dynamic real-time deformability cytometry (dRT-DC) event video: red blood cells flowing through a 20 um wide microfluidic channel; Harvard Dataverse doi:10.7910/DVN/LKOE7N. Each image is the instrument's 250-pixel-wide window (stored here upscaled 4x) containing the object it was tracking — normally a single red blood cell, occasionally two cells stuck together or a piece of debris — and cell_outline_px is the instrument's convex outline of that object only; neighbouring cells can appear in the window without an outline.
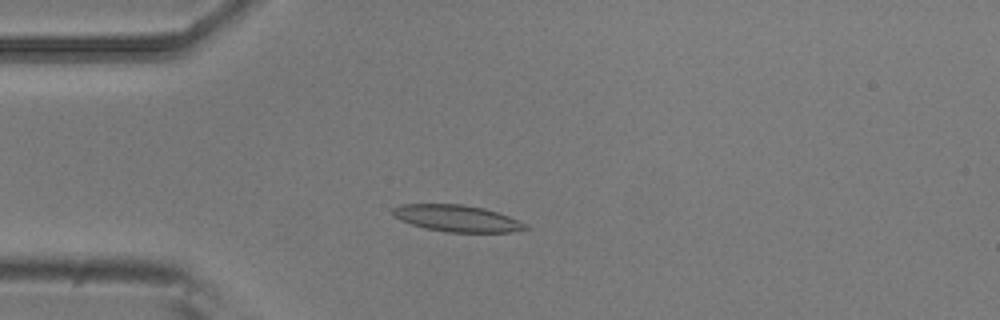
{"species": "common noctule bat (a hibernating species)", "species_latin": "Nyctalus noctula", "temperature_condition": "room temperature", "stored_images_in_passage": 9, "camera_frame_rate_fps": 3000, "um_per_image_px": 0.085, "animal": {"sex": "male", "body_mass_g": 20.5, "forearm_length_mm": 52.5}, "frame": {"image": 1, "passage_image": 3, "time_ms": 0.667, "image_size_px": [1000, 320], "cell_outline_px": [[528, 228], [512, 232], [444, 232], [424, 228], [400, 220], [392, 216], [392, 208], [400, 204], [460, 204], [484, 208], [508, 216], [528, 224]], "centroid_in_image_um": [38.81, 18.56], "position_along_channel_um": 46.2, "area_um2": 20.63}}
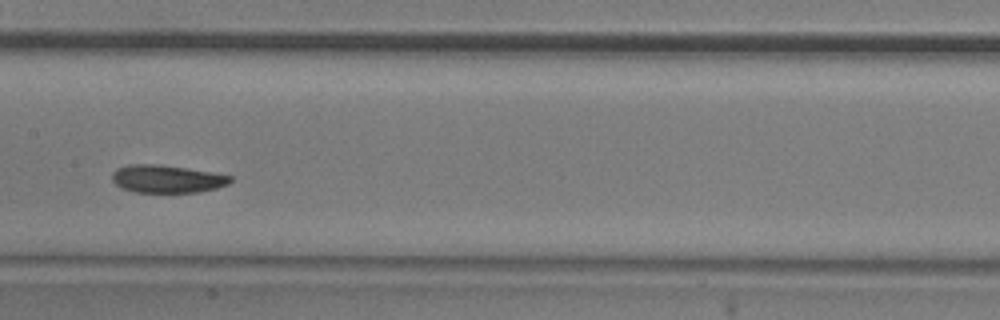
{"frame": {"image": 2, "passage_image": 7, "time_ms": 2.0, "image_size_px": [1000, 320], "cell_outline_px": [[232, 180], [228, 184], [216, 188], [200, 192], [136, 192], [124, 188], [116, 184], [112, 180], [112, 172], [116, 168], [128, 164], [160, 164], [212, 172], [232, 176]], "centroid_in_image_um": [14.19, 15.19], "position_along_channel_um": 193.2, "area_um2": 19.13}}
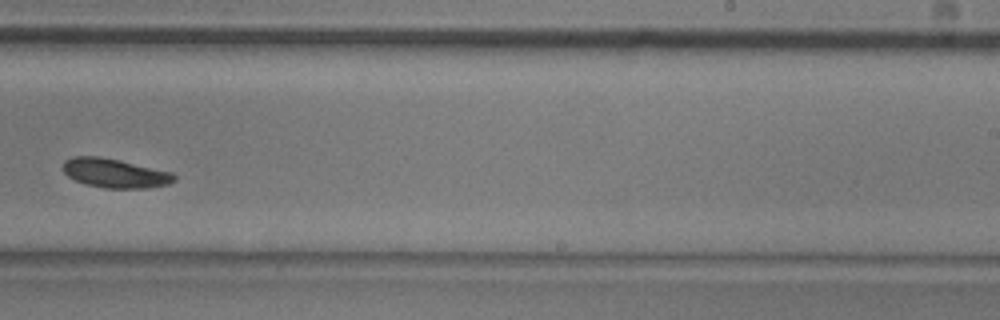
{"frame": {"image": 3, "passage_image": 9, "time_ms": 2.667, "image_size_px": [1000, 320], "cell_outline_px": [[176, 180], [168, 184], [144, 188], [104, 188], [88, 184], [76, 180], [68, 176], [64, 172], [64, 160], [72, 156], [100, 156], [120, 160], [172, 172], [176, 176]], "centroid_in_image_um": [9.78, 14.71], "position_along_channel_um": 279.2, "area_um2": 18.79}}